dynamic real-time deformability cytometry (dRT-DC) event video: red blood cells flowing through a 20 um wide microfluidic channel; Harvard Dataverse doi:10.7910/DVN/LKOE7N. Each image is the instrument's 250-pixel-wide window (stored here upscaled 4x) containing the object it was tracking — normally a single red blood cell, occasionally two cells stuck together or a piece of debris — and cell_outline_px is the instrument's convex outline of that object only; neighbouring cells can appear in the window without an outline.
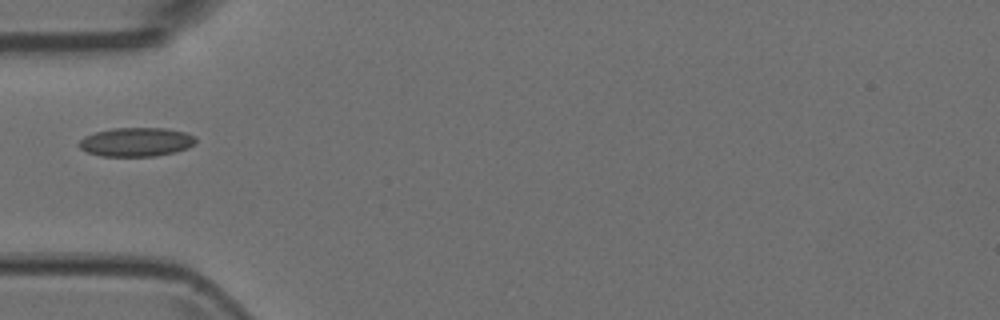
{"species": "Egyptian fruit bat (a non-hibernating species)", "species_latin": "Rousettus aegyptiacus", "temperature_condition": "room temperature", "stored_images_in_passage": 1, "camera_frame_rate_fps": 3000, "um_per_image_px": 0.085, "animal": {"sex": "female"}, "frame": {"image": 1, "passage_image": 1, "time_ms": 0.0, "image_size_px": [1000, 320], "cell_outline_px": [[196, 144], [188, 148], [176, 152], [156, 156], [100, 156], [88, 152], [80, 148], [76, 144], [84, 136], [96, 132], [112, 128], [164, 128], [184, 132], [196, 136]], "centroid_in_image_um": [11.59, 12.07], "position_along_channel_um": 73.4, "area_um2": 19.83}}